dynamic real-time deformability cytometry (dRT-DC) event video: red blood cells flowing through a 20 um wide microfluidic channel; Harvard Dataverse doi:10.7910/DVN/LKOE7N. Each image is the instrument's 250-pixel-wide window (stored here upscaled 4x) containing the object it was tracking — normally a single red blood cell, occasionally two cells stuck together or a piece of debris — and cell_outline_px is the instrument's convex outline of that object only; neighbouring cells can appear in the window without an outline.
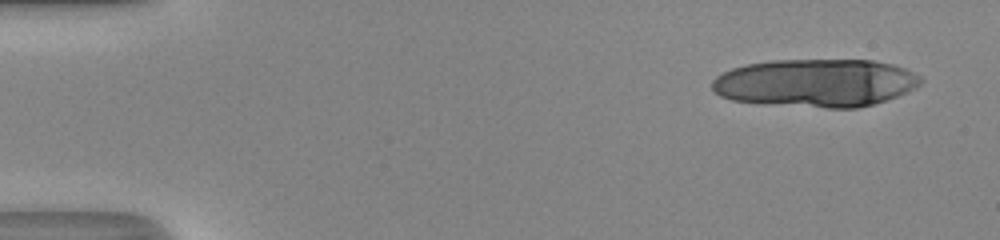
{"species": "human", "species_latin": "Homo sapiens", "temperature_condition": "room temperature", "stored_images_in_passage": 17, "camera_frame_rate_fps": 3000, "um_per_image_px": 0.085, "donor": {"sex": "male"}, "frame": {"image": 1, "passage_image": 3, "time_ms": 0.667, "image_size_px": [1000, 240], "cell_outline_px": [[924, 80], [916, 88], [908, 92], [872, 104], [856, 108], [828, 108], [768, 104], [732, 100], [720, 96], [712, 88], [712, 80], [716, 76], [732, 68], [748, 64], [772, 60], [872, 60], [892, 64], [904, 68], [920, 76]], "centroid_in_image_um": [69.35, 7.05], "position_along_channel_um": 15.6, "area_um2": 58.38}}